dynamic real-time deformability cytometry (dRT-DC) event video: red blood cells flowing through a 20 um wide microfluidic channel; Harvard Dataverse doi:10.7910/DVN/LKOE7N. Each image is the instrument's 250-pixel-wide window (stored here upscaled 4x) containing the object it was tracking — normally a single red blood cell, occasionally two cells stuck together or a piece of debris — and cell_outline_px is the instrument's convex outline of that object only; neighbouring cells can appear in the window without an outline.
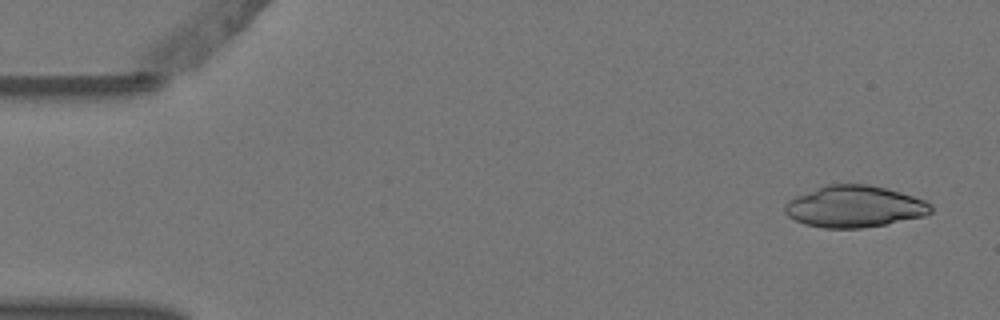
{"species": "Egyptian fruit bat (a non-hibernating species)", "species_latin": "Rousettus aegyptiacus", "temperature_condition": "warm", "stored_images_in_passage": 3, "camera_frame_rate_fps": 3000, "um_per_image_px": 0.085, "animal": {"sex": "female"}, "frame": {"image": 1, "passage_image": 1, "time_ms": 0.0, "image_size_px": [1000, 320], "cell_outline_px": [[932, 212], [924, 216], [884, 224], [860, 228], [824, 228], [804, 224], [788, 216], [784, 212], [784, 204], [788, 200], [796, 196], [828, 184], [868, 184], [900, 192], [924, 200], [932, 204]], "centroid_in_image_um": [72.61, 17.56], "position_along_channel_um": 12.4, "area_um2": 35.2}}